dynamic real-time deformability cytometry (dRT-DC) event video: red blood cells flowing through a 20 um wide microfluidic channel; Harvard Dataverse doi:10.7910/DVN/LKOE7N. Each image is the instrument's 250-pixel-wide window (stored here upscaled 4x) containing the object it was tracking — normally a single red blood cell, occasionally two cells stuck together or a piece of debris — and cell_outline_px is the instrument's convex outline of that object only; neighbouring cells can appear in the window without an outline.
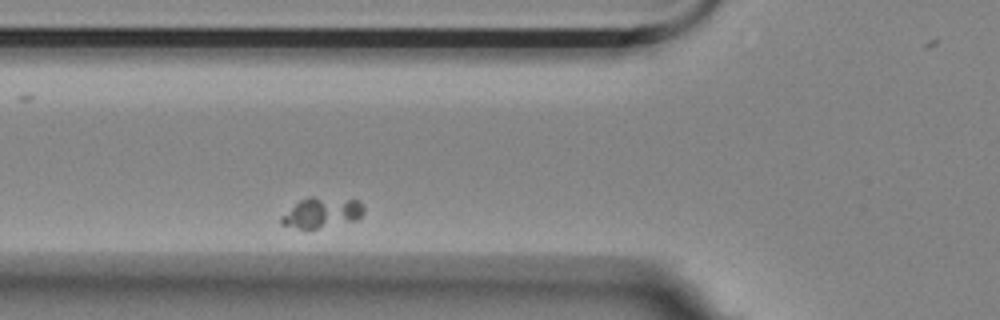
{"species": "Egyptian fruit bat (a non-hibernating species)", "species_latin": "Rousettus aegyptiacus", "temperature_condition": "room temperature", "stored_images_in_passage": 34, "camera_frame_rate_fps": 3000, "um_per_image_px": 0.085, "animal": {"sex": "female"}, "frame": {"image": 1, "passage_image": 6, "time_ms": 1.667, "image_size_px": [1000, 320], "cell_outline_px": [[364, 212], [356, 220], [316, 228], [300, 228], [280, 224], [280, 216], [300, 200], [308, 196], [312, 196], [360, 200], [364, 208]], "centroid_in_image_um": [27.35, 18.04], "position_along_channel_um": 98.4, "area_um2": 14.51}}
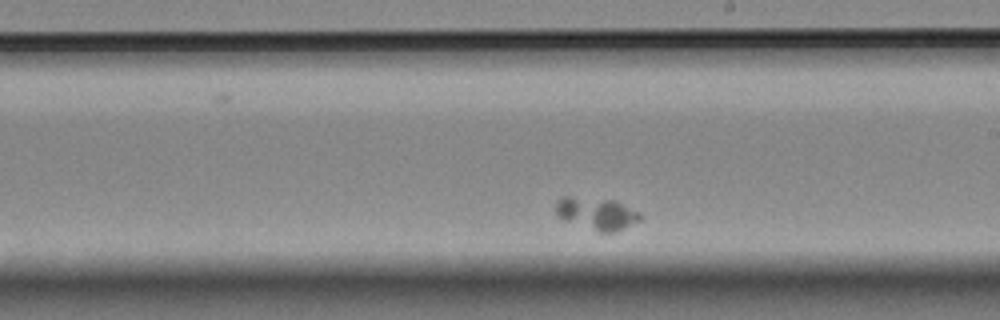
{"frame": {"image": 2, "passage_image": 20, "time_ms": 6.333, "image_size_px": [1000, 320], "cell_outline_px": [[640, 220], [616, 232], [600, 232], [564, 220], [556, 216], [556, 200], [560, 196], [568, 196], [616, 200], [640, 212]], "centroid_in_image_um": [50.69, 18.13], "position_along_channel_um": 238.3, "area_um2": 15.95}}
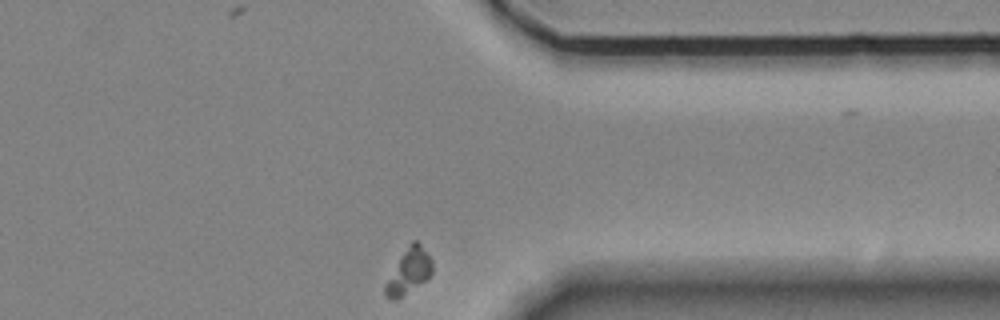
{"frame": {"image": 3, "passage_image": 34, "time_ms": 11.0, "image_size_px": [1000, 320], "cell_outline_px": [[432, 272], [428, 280], [396, 300], [392, 300], [384, 292], [384, 284], [400, 256], [408, 244], [412, 240], [416, 240], [420, 244], [432, 260]], "centroid_in_image_um": [34.75, 23.07], "position_along_channel_um": 376.7, "area_um2": 12.37}}